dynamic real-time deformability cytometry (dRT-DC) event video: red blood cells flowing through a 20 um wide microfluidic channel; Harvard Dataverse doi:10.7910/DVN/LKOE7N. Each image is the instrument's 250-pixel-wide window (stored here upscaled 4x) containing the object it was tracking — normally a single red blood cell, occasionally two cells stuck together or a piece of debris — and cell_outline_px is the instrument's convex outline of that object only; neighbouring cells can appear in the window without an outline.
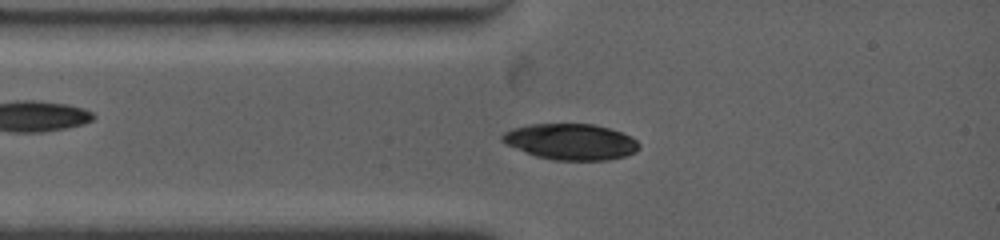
{"species": "common noctule bat (a hibernating species)", "species_latin": "Nyctalus noctula", "temperature_condition": "warm", "stored_images_in_passage": 26, "camera_frame_rate_fps": 4500, "um_per_image_px": 0.085, "animal": {"sex": "female", "body_mass_g": 19.0, "forearm_length_mm": 53.3}, "frame": {"image": 1, "passage_image": 3, "time_ms": 1.111, "image_size_px": [1000, 240], "cell_outline_px": [[640, 148], [636, 152], [624, 156], [608, 160], [552, 160], [536, 156], [504, 144], [500, 140], [500, 136], [504, 132], [512, 128], [528, 124], [592, 124], [608, 128], [632, 136], [640, 144]], "centroid_in_image_um": [48.49, 12.05], "position_along_channel_um": 36.5, "area_um2": 28.9}}
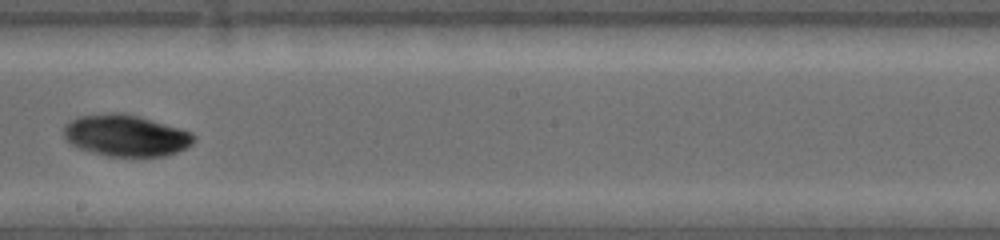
{"frame": {"image": 2, "passage_image": 12, "time_ms": 6.444, "image_size_px": [1000, 240], "cell_outline_px": [[196, 140], [192, 144], [176, 152], [164, 156], [108, 156], [76, 148], [64, 140], [64, 124], [80, 116], [116, 112], [140, 116], [180, 128], [192, 132], [196, 136]], "centroid_in_image_um": [10.69, 11.52], "position_along_channel_um": 237.5, "area_um2": 31.62}}
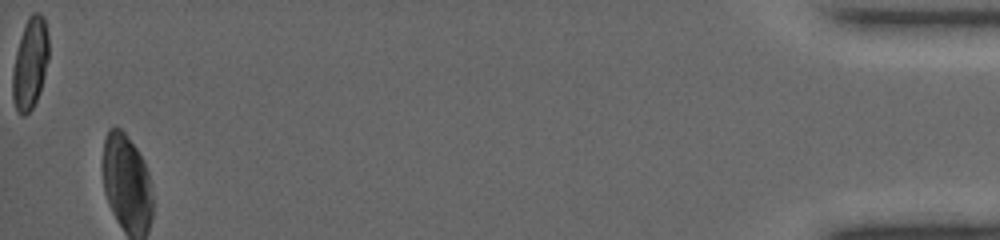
{"frame": {"image": 3, "passage_image": 26, "time_ms": 14.889, "image_size_px": [1000, 240], "cell_outline_px": [[48, 56], [44, 76], [40, 92], [32, 108], [24, 116], [20, 116], [12, 100], [12, 72], [16, 52], [28, 16], [32, 12], [40, 12], [44, 16], [48, 36]], "centroid_in_image_um": [2.55, 5.4], "position_along_channel_um": 432.6, "area_um2": 19.19}}